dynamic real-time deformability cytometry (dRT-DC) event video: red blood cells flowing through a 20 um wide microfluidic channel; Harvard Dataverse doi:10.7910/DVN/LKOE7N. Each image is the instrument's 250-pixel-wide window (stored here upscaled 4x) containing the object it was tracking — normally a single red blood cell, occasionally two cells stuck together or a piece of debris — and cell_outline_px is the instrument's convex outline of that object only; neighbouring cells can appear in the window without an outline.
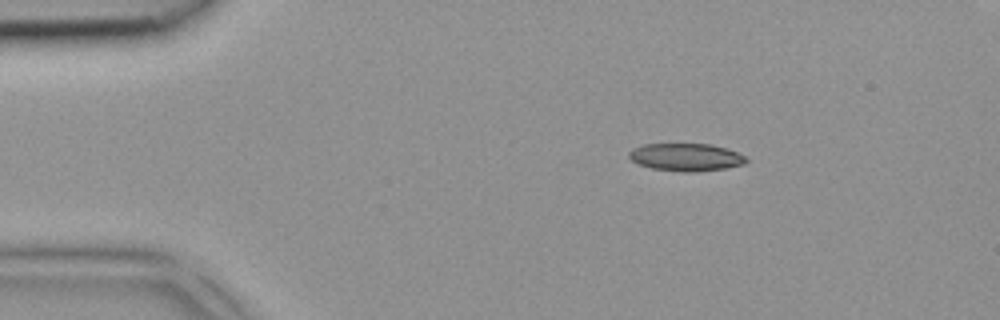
{"species": "common noctule bat (a hibernating species)", "species_latin": "Nyctalus noctula", "temperature_condition": "room temperature", "stored_images_in_passage": 2, "camera_frame_rate_fps": 3000, "um_per_image_px": 0.085, "animal": {"sex": "female", "body_mass_g": 18.4}, "frame": {"image": 1, "passage_image": 1, "time_ms": 0.0, "image_size_px": [1000, 320], "cell_outline_px": [[748, 160], [744, 164], [724, 168], [692, 172], [684, 172], [652, 168], [640, 164], [632, 160], [628, 156], [628, 152], [632, 148], [644, 144], [712, 144], [736, 152], [744, 156]], "centroid_in_image_um": [58.28, 13.35], "position_along_channel_um": 26.7, "area_um2": 18.67}}